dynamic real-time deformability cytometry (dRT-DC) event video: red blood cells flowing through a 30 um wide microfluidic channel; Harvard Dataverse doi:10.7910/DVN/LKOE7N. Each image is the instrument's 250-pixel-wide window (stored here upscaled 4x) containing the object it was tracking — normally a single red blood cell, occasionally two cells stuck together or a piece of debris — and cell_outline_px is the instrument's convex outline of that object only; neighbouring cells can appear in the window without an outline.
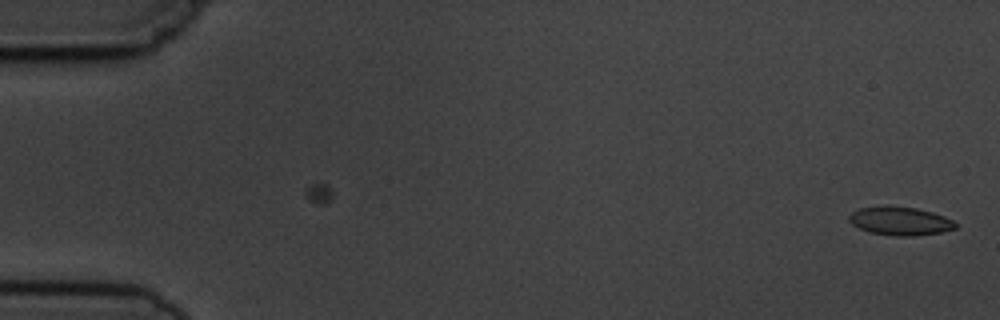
{"species": "common noctule bat (a hibernating species)", "species_latin": "Nyctalus noctula", "temperature_condition": "cold", "stored_images_in_passage": 5, "camera_frame_rate_fps": 3000, "um_per_image_px": 0.085, "animal": {"sex": "male", "body_mass_g": 19.5, "forearm_length_mm": 54.6}, "frame": {"image": 1, "passage_image": 5, "time_ms": 4.667, "image_size_px": [1000, 320], "cell_outline_px": [[956, 228], [940, 232], [912, 236], [892, 236], [868, 232], [852, 224], [848, 220], [848, 216], [852, 212], [860, 208], [884, 204], [888, 204], [916, 208], [932, 212], [944, 216], [952, 220], [956, 224]], "centroid_in_image_um": [76.46, 18.76], "position_along_channel_um": 8.5, "area_um2": 17.92}}